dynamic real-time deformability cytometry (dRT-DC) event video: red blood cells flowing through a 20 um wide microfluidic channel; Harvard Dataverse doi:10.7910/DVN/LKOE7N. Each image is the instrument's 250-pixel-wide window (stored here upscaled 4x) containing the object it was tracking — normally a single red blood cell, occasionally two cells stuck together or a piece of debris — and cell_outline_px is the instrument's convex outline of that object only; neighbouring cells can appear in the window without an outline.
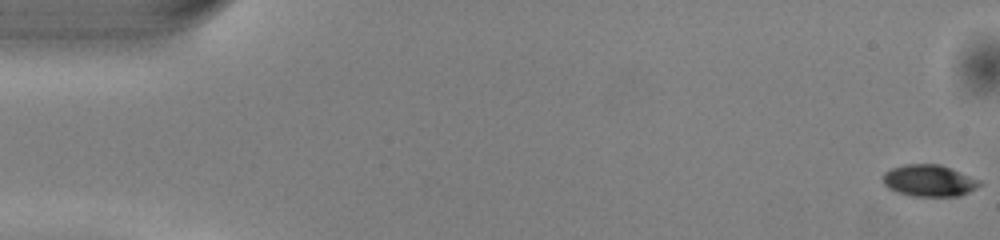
{"species": "common noctule bat (a hibernating species)", "species_latin": "Nyctalus noctula", "temperature_condition": "warm", "stored_images_in_passage": 51, "camera_frame_rate_fps": 3000, "um_per_image_px": 0.085, "animal": {"sex": "male", "body_mass_g": 13.0, "forearm_length_mm": 53.1}, "frame": {"image": 1, "passage_image": 1, "time_ms": 0.0, "image_size_px": [1000, 240], "cell_outline_px": [[984, 184], [960, 196], [912, 196], [896, 192], [888, 188], [884, 184], [884, 172], [892, 168], [904, 164], [940, 164], [952, 168], [980, 180]], "centroid_in_image_um": [79.0, 15.35], "position_along_channel_um": 6.0, "area_um2": 17.98}}
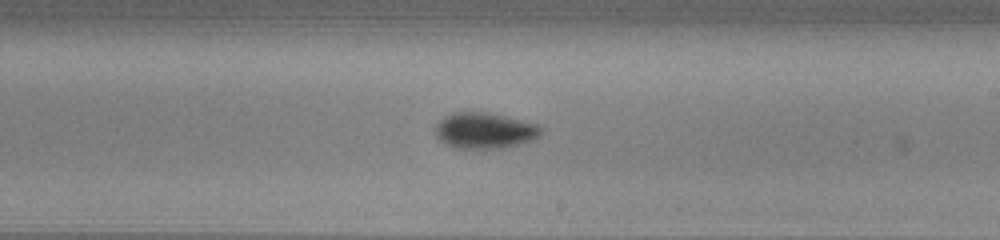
{"frame": {"image": 2, "passage_image": 30, "time_ms": 9.667, "image_size_px": [1000, 240], "cell_outline_px": [[540, 136], [532, 140], [520, 144], [500, 148], [456, 148], [440, 140], [436, 136], [436, 124], [444, 116], [456, 112], [488, 112], [536, 124], [540, 128]], "centroid_in_image_um": [41.17, 11.1], "position_along_channel_um": 247.8, "area_um2": 21.79}}
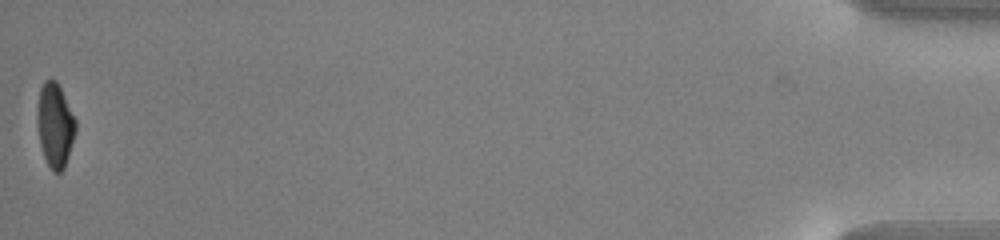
{"frame": {"image": 3, "passage_image": 51, "time_ms": 16.667, "image_size_px": [1000, 240], "cell_outline_px": [[76, 132], [64, 168], [60, 172], [52, 172], [44, 156], [40, 144], [36, 120], [36, 116], [40, 88], [44, 80], [56, 80], [76, 120]], "centroid_in_image_um": [4.66, 10.65], "position_along_channel_um": 430.5, "area_um2": 18.73}, "authors_computed_cell_mechanics": {"area_um2": 19.941, "velocity_mm_per_s": 4.0809, "shape_relaxation_time_tau1_ms": 2.0861, "shape_relaxation_time_tau2_ms": null, "deformation_change_tau1": 0.1467, "deformation_change_tau2": null}}